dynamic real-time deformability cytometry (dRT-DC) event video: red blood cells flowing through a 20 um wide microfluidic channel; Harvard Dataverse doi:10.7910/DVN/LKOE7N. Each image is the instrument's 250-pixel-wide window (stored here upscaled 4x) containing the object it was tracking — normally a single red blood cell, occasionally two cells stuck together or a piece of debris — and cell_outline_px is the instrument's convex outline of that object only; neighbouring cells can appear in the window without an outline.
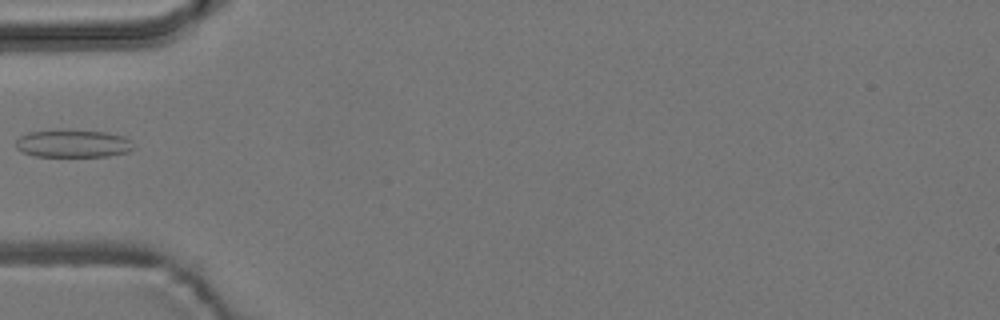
{"species": "common noctule bat (a hibernating species)", "species_latin": "Nyctalus noctula", "temperature_condition": "room temperature", "stored_images_in_passage": 5, "camera_frame_rate_fps": 3000, "um_per_image_px": 0.085, "animal": {"sex": "male", "body_mass_g": 19.2, "forearm_length_mm": 51.8}, "frame": {"image": 1, "passage_image": 5, "time_ms": 6.333, "image_size_px": [1000, 320], "cell_outline_px": [[136, 148], [128, 152], [108, 156], [36, 156], [24, 152], [16, 148], [16, 140], [20, 136], [28, 132], [108, 132], [124, 136], [132, 140]], "centroid_in_image_um": [6.29, 12.24], "position_along_channel_um": 78.7, "area_um2": 18.44}}